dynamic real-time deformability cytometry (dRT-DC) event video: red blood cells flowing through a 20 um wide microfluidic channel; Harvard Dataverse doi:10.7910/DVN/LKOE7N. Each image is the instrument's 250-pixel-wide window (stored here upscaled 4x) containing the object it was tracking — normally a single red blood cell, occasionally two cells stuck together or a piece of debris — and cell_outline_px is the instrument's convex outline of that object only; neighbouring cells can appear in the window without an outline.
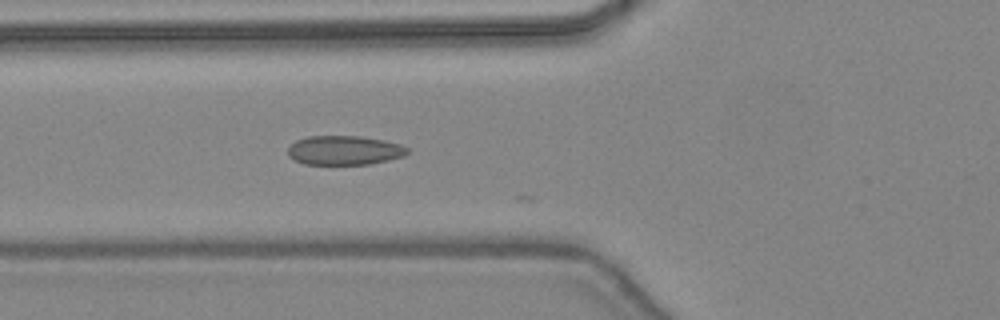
{"species": "common noctule bat (a hibernating species)", "species_latin": "Nyctalus noctula", "temperature_condition": "warm", "stored_images_in_passage": 21, "camera_frame_rate_fps": 3000, "um_per_image_px": 0.085, "animal": {"sex": "female", "body_mass_g": 24.6, "forearm_length_mm": 56.2}, "frame": {"image": 1, "passage_image": 18, "time_ms": 5.667, "image_size_px": [1000, 320], "cell_outline_px": [[408, 152], [404, 156], [388, 160], [368, 164], [304, 164], [288, 156], [288, 148], [296, 140], [308, 136], [360, 136], [384, 140], [400, 144], [408, 148]], "centroid_in_image_um": [29.27, 12.77], "position_along_channel_um": 96.5, "area_um2": 20.29}}
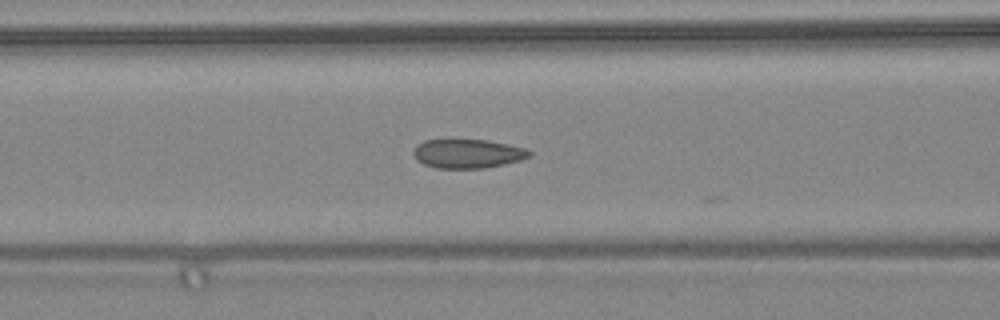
{"frame": {"image": 2, "passage_image": 20, "time_ms": 6.333, "image_size_px": [1000, 320], "cell_outline_px": [[532, 156], [520, 160], [504, 164], [484, 168], [436, 168], [424, 164], [416, 160], [412, 152], [416, 144], [424, 140], [484, 140], [508, 144], [524, 148], [532, 152]], "centroid_in_image_um": [39.73, 13.06], "position_along_channel_um": 126.9, "area_um2": 19.59}}